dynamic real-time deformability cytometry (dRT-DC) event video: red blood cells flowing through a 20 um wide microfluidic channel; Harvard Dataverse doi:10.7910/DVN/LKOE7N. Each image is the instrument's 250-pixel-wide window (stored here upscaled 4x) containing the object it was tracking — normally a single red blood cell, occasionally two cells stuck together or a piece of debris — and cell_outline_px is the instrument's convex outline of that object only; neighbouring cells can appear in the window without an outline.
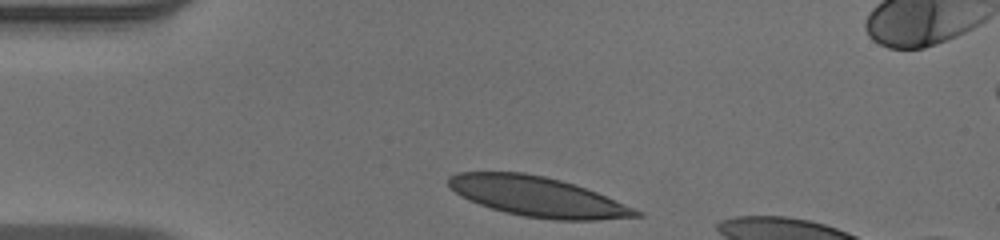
{"species": "human", "species_latin": "Homo sapiens", "temperature_condition": "warm", "stored_images_in_passage": 32, "camera_frame_rate_fps": 3000, "um_per_image_px": 0.085, "donor": {"sex": "male"}, "frame": {"image": 1, "passage_image": 1, "time_ms": 0.0, "image_size_px": [1000, 240], "cell_outline_px": [[644, 216], [596, 220], [552, 220], [524, 216], [504, 212], [468, 200], [456, 192], [448, 184], [448, 176], [456, 172], [524, 172], [544, 176], [560, 180], [596, 192], [644, 212]], "centroid_in_image_um": [45.7, 16.72], "position_along_channel_um": 39.3, "area_um2": 43.29}}
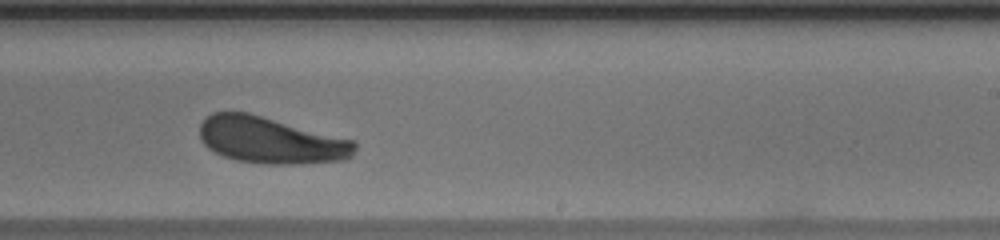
{"frame": {"image": 2, "passage_image": 21, "time_ms": 6.667, "image_size_px": [1000, 240], "cell_outline_px": [[356, 148], [352, 156], [344, 160], [296, 164], [264, 164], [236, 160], [224, 156], [208, 148], [200, 140], [200, 124], [212, 112], [248, 112], [352, 140], [356, 144]], "centroid_in_image_um": [22.99, 11.93], "position_along_channel_um": 266.0, "area_um2": 41.85}}
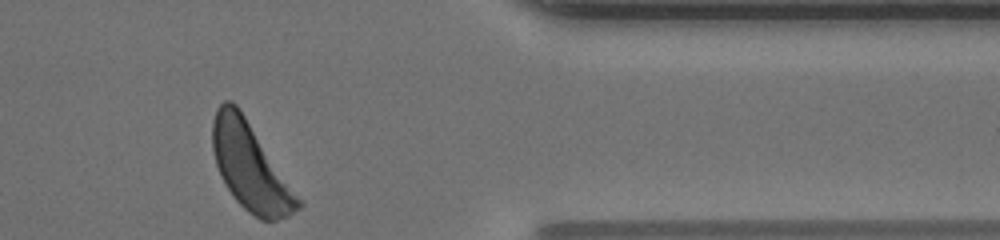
{"frame": {"image": 3, "passage_image": 32, "time_ms": 10.333, "image_size_px": [1000, 240], "cell_outline_px": [[304, 204], [300, 208], [288, 216], [276, 220], [260, 220], [248, 212], [232, 196], [220, 176], [216, 164], [212, 148], [212, 120], [216, 108], [224, 100], [232, 100], [240, 108], [304, 200]], "centroid_in_image_um": [21.32, 14.17], "position_along_channel_um": 390.1, "area_um2": 44.22}, "authors_computed_cell_mechanics": {"area_um2": 43.1188, "velocity_mm_per_s": 3.908, "shape_relaxation_time_tau1_ms": 3.0537, "shape_relaxation_time_tau2_ms": null, "deformation_change_tau1": 0.1341, "deformation_change_tau2": null}}